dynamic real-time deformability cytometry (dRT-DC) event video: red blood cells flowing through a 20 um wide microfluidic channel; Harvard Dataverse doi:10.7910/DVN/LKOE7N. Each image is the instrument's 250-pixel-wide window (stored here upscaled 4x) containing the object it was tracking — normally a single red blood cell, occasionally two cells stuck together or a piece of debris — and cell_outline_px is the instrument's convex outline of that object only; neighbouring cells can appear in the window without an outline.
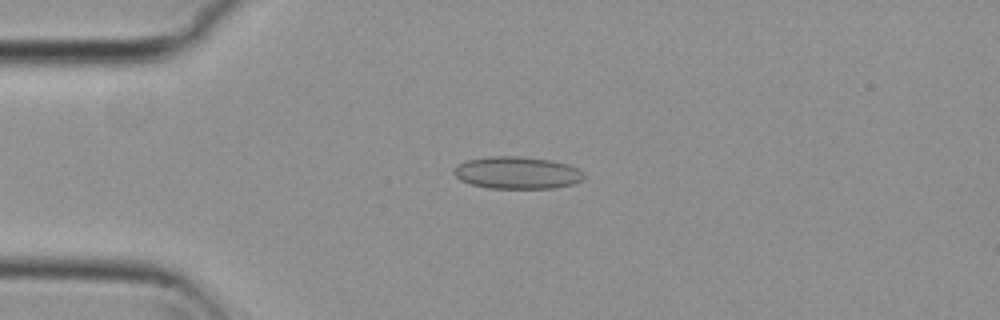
{"species": "common noctule bat (a hibernating species)", "species_latin": "Nyctalus noctula", "temperature_condition": "cold", "stored_images_in_passage": 42, "camera_frame_rate_fps": 3000, "um_per_image_px": 0.085, "animal": {"sex": "female", "body_mass_g": 29.2, "forearm_length_mm": 56.3}, "frame": {"image": 1, "passage_image": 1, "time_ms": 0.0, "image_size_px": [1000, 320], "cell_outline_px": [[584, 180], [572, 184], [556, 188], [488, 188], [472, 184], [460, 180], [452, 172], [456, 164], [468, 160], [488, 156], [520, 156], [548, 160], [568, 164], [584, 172]], "centroid_in_image_um": [43.95, 14.68], "position_along_channel_um": 41.1, "area_um2": 24.51}}
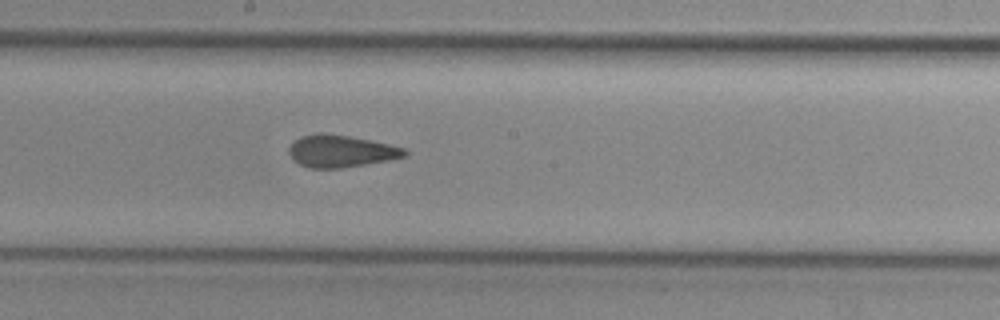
{"frame": {"image": 2, "passage_image": 17, "time_ms": 5.333, "image_size_px": [1000, 320], "cell_outline_px": [[408, 156], [388, 160], [340, 168], [308, 168], [292, 160], [288, 152], [288, 148], [300, 136], [316, 132], [320, 132], [348, 136], [372, 140], [404, 148], [408, 152]], "centroid_in_image_um": [28.95, 12.84], "position_along_channel_um": 219.3, "area_um2": 21.73}}
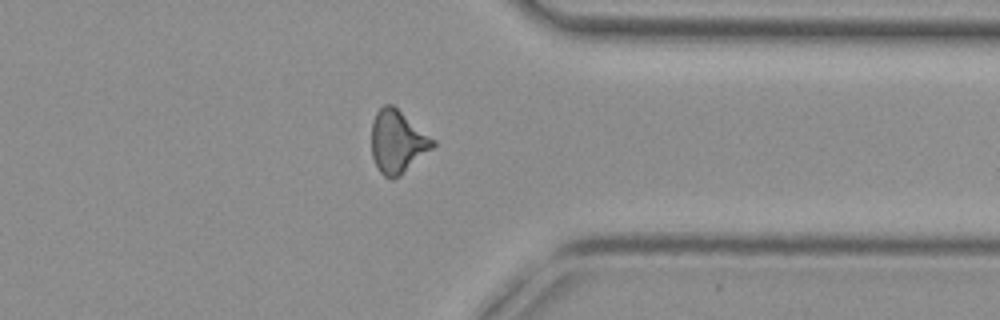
{"frame": {"image": 3, "passage_image": 30, "time_ms": 9.667, "image_size_px": [1000, 320], "cell_outline_px": [[436, 144], [432, 148], [400, 176], [392, 180], [384, 176], [380, 172], [372, 156], [372, 124], [376, 112], [384, 104], [392, 104], [436, 140]], "centroid_in_image_um": [33.79, 12.05], "position_along_channel_um": 377.6, "area_um2": 22.31}, "authors_computed_cell_mechanics": {"area_um2": 21.7906, "velocity_mm_per_s": 3.8125, "shape_relaxation_time_tau1_ms": null, "shape_relaxation_time_tau2_ms": 1.5714, "deformation_change_tau1": null, "deformation_change_tau2": 0.0785}}